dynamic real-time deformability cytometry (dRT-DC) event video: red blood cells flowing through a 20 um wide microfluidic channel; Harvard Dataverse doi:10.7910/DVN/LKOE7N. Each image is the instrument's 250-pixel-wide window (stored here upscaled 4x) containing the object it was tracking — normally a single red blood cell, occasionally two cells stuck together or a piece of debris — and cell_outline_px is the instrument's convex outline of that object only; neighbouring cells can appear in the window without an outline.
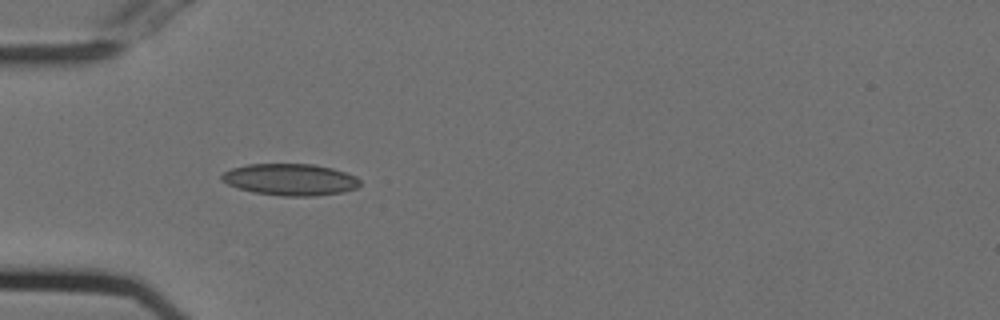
{"species": "Egyptian fruit bat (a non-hibernating species)", "species_latin": "Rousettus aegyptiacus", "temperature_condition": "cold", "stored_images_in_passage": 13, "camera_frame_rate_fps": 3000, "um_per_image_px": 0.085, "animal": {"sex": "female"}, "frame": {"image": 1, "passage_image": 1, "time_ms": 0.0, "image_size_px": [1000, 320], "cell_outline_px": [[360, 184], [356, 188], [344, 192], [316, 196], [280, 196], [252, 192], [228, 184], [220, 180], [220, 176], [224, 172], [232, 168], [248, 164], [312, 164], [332, 168], [356, 176], [360, 180]], "centroid_in_image_um": [24.67, 15.27], "position_along_channel_um": 60.3, "area_um2": 25.61}}
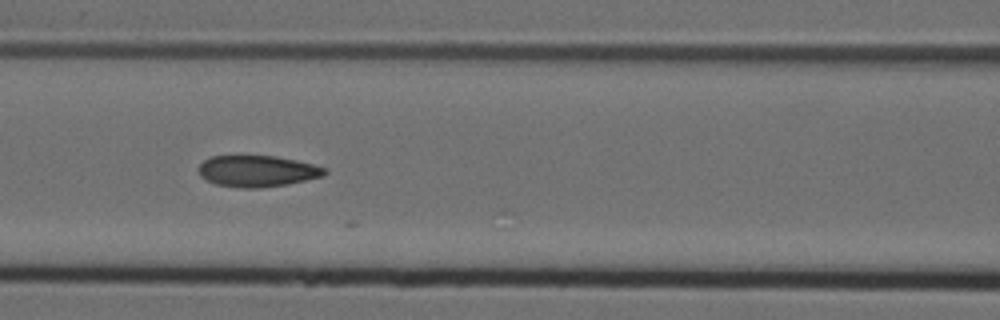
{"frame": {"image": 2, "passage_image": 8, "time_ms": 2.333, "image_size_px": [1000, 320], "cell_outline_px": [[328, 172], [324, 176], [288, 184], [260, 188], [240, 188], [216, 184], [200, 176], [200, 164], [204, 160], [212, 156], [276, 156], [296, 160], [328, 168]], "centroid_in_image_um": [21.92, 14.55], "position_along_channel_um": 144.7, "area_um2": 23.0}}
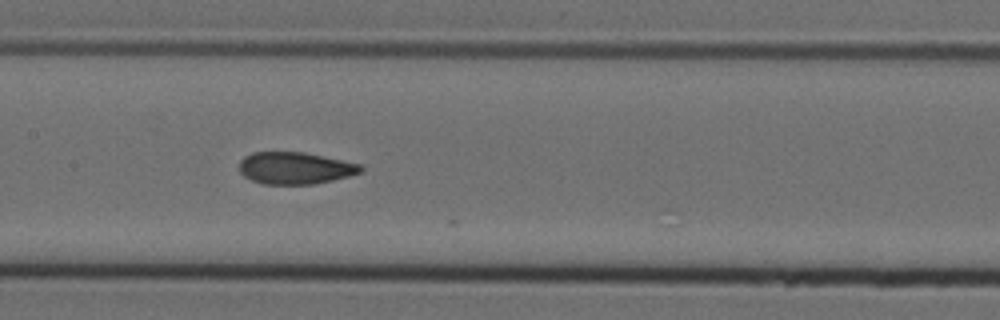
{"frame": {"image": 3, "passage_image": 11, "time_ms": 3.333, "image_size_px": [1000, 320], "cell_outline_px": [[364, 168], [360, 172], [348, 176], [332, 180], [312, 184], [264, 184], [252, 180], [244, 176], [240, 172], [240, 160], [244, 156], [252, 152], [304, 152], [360, 164]], "centroid_in_image_um": [25.06, 14.28], "position_along_channel_um": 182.3, "area_um2": 22.48}}